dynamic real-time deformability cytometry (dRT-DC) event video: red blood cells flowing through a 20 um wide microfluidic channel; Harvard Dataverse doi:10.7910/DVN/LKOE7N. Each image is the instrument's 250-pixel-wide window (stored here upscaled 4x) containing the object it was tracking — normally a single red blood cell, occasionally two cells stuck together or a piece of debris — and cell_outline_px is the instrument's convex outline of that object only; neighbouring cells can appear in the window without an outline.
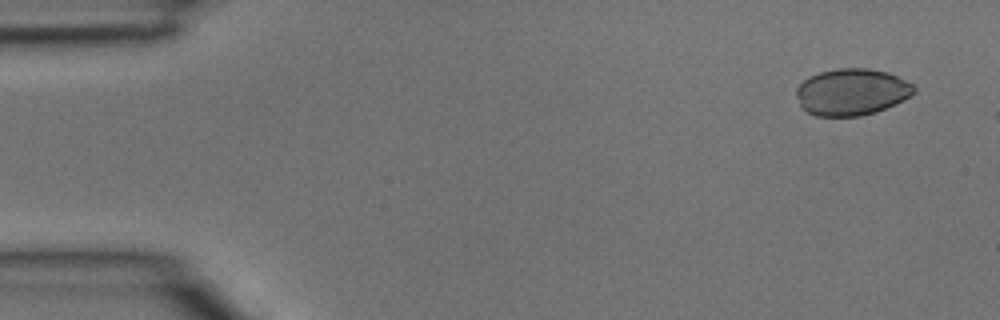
{"species": "common noctule bat (a hibernating species)", "species_latin": "Nyctalus noctula", "temperature_condition": "room temperature", "stored_images_in_passage": 4, "camera_frame_rate_fps": 3000, "um_per_image_px": 0.085, "animal": {"sex": "male", "body_mass_g": 15.6}, "frame": {"image": 1, "passage_image": 4, "time_ms": 1.0, "image_size_px": [1000, 320], "cell_outline_px": [[916, 92], [904, 100], [876, 112], [860, 116], [816, 116], [800, 108], [796, 96], [796, 88], [808, 76], [820, 72], [836, 68], [868, 68], [888, 72], [912, 84], [916, 88]], "centroid_in_image_um": [72.37, 7.82], "position_along_channel_um": 12.6, "area_um2": 32.25}}